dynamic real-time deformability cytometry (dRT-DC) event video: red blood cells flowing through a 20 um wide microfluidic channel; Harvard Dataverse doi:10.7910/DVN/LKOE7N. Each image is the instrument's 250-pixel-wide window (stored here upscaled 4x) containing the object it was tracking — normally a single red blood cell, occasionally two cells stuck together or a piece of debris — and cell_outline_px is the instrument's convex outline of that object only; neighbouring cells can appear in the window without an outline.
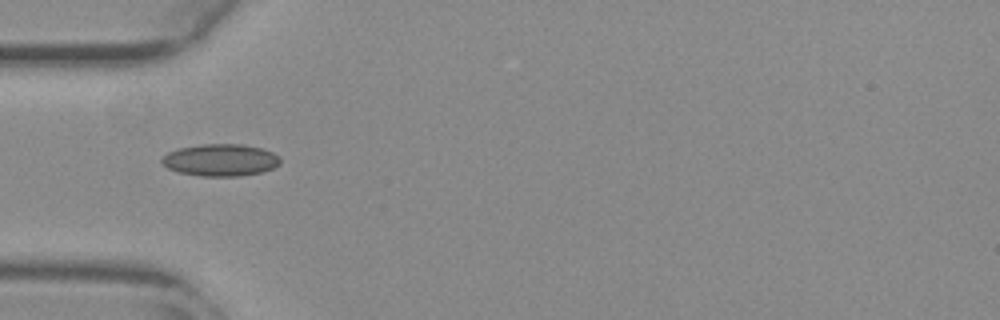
{"species": "common noctule bat (a hibernating species)", "species_latin": "Nyctalus noctula", "temperature_condition": "warm", "stored_images_in_passage": 35, "camera_frame_rate_fps": 3000, "um_per_image_px": 0.085, "animal": {"sex": "female", "body_mass_g": 29.2, "forearm_length_mm": 56.3}, "frame": {"image": 1, "passage_image": 1, "time_ms": 0.0, "image_size_px": [1000, 320], "cell_outline_px": [[280, 164], [264, 172], [240, 176], [200, 176], [176, 172], [168, 168], [160, 160], [168, 152], [180, 148], [204, 144], [240, 144], [260, 148], [272, 152], [280, 156]], "centroid_in_image_um": [18.76, 13.61], "position_along_channel_um": 66.2, "area_um2": 22.14}}
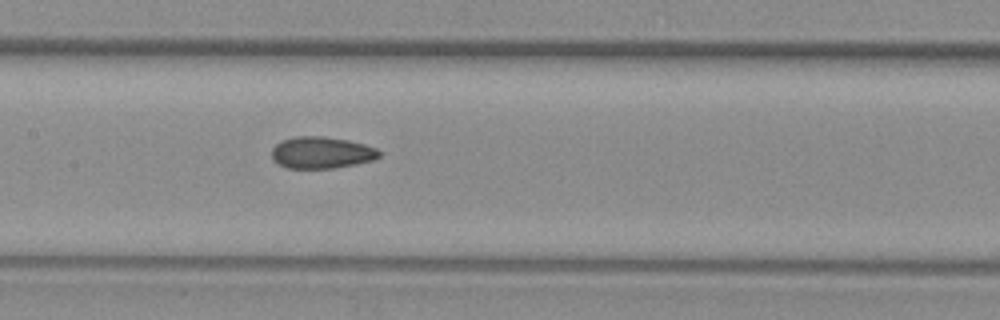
{"frame": {"image": 2, "passage_image": 10, "time_ms": 3.0, "image_size_px": [1000, 320], "cell_outline_px": [[380, 156], [372, 160], [356, 164], [336, 168], [288, 168], [272, 160], [272, 148], [276, 144], [284, 140], [296, 136], [324, 136], [348, 140], [364, 144], [376, 148], [380, 152]], "centroid_in_image_um": [27.33, 12.97], "position_along_channel_um": 180.1, "area_um2": 19.83}}
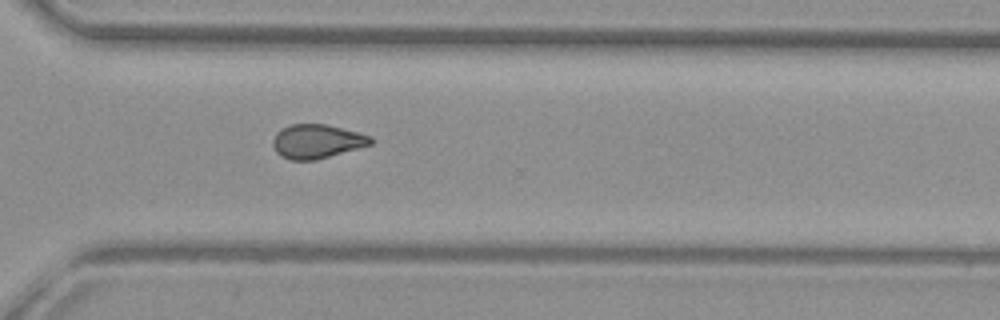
{"frame": {"image": 3, "passage_image": 23, "time_ms": 7.333, "image_size_px": [1000, 320], "cell_outline_px": [[372, 144], [316, 160], [288, 160], [280, 156], [276, 152], [272, 144], [272, 140], [276, 132], [280, 128], [288, 124], [324, 124], [372, 136]], "centroid_in_image_um": [26.87, 12.02], "position_along_channel_um": 343.7, "area_um2": 19.42}, "authors_computed_cell_mechanics": {"area_um2": 19.652, "velocity_mm_per_s": 3.7819, "shape_relaxation_time_tau1_ms": null, "shape_relaxation_time_tau2_ms": 3.0526, "deformation_change_tau1": null, "deformation_change_tau2": 0.0908}}